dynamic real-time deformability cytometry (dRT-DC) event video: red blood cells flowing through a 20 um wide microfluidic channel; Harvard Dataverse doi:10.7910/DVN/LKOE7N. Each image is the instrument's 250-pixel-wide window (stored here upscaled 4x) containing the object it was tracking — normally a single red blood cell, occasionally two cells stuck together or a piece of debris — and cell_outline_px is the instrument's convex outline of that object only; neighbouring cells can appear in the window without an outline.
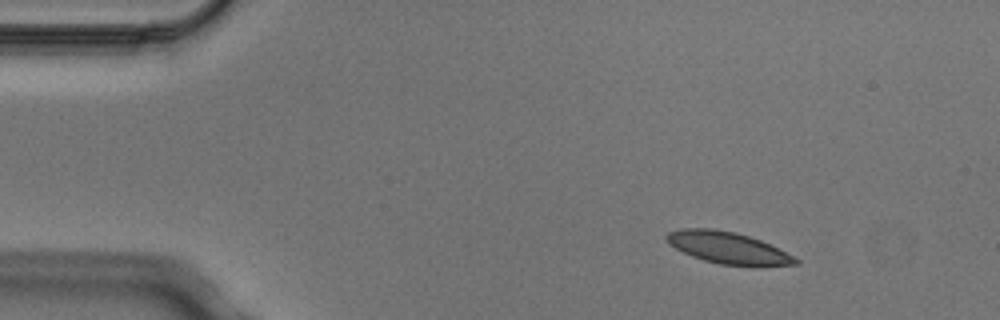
{"species": "Egyptian fruit bat (a non-hibernating species)", "species_latin": "Rousettus aegyptiacus", "temperature_condition": "cold", "stored_images_in_passage": 4, "camera_frame_rate_fps": 3000, "um_per_image_px": 0.085, "animal": {"sex": "male"}, "frame": {"image": 1, "passage_image": 1, "time_ms": 0.0, "image_size_px": [1000, 320], "cell_outline_px": [[800, 264], [760, 268], [752, 268], [720, 264], [704, 260], [692, 256], [668, 244], [664, 240], [664, 236], [668, 232], [680, 228], [712, 228], [736, 232], [760, 240], [800, 260]], "centroid_in_image_um": [61.88, 21.09], "position_along_channel_um": 23.1, "area_um2": 24.39}}
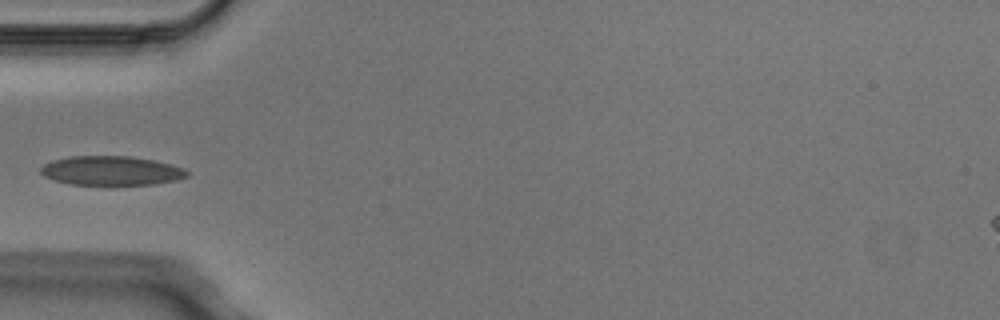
{"frame": {"image": 2, "passage_image": 4, "time_ms": 1.0, "image_size_px": [1000, 320], "cell_outline_px": [[188, 176], [176, 180], [152, 184], [68, 184], [44, 176], [40, 172], [40, 168], [44, 164], [52, 160], [72, 156], [132, 156], [172, 164], [184, 168], [188, 172]], "centroid_in_image_um": [9.46, 14.5], "position_along_channel_um": 75.5, "area_um2": 24.74}}